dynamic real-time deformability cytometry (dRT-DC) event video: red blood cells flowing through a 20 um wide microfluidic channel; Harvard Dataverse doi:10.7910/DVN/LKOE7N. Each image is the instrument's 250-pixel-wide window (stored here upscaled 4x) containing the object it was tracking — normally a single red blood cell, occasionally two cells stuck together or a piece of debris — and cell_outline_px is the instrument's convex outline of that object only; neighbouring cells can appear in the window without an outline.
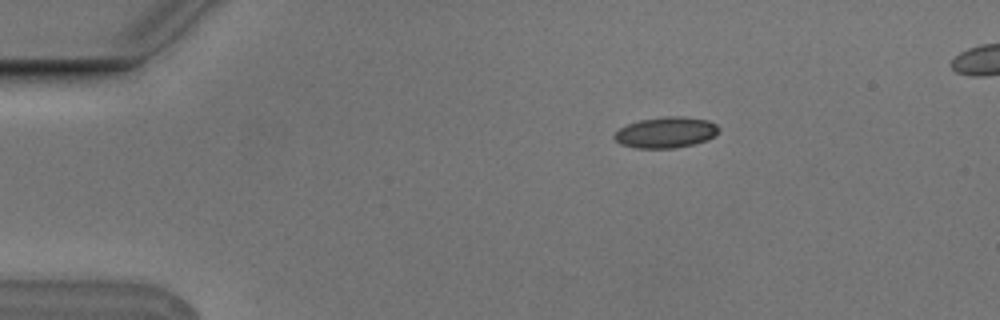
{"species": "Egyptian fruit bat (a non-hibernating species)", "species_latin": "Rousettus aegyptiacus", "temperature_condition": "cold", "stored_images_in_passage": 4, "camera_frame_rate_fps": 3000, "um_per_image_px": 0.085, "animal": {"sex": "male"}, "frame": {"image": 1, "passage_image": 1, "time_ms": 0.0, "image_size_px": [1000, 320], "cell_outline_px": [[720, 128], [716, 136], [708, 140], [676, 148], [636, 148], [620, 144], [612, 136], [620, 128], [628, 124], [640, 120], [664, 116], [684, 116], [708, 120], [716, 124]], "centroid_in_image_um": [56.63, 11.25], "position_along_channel_um": 28.4, "area_um2": 18.96}}